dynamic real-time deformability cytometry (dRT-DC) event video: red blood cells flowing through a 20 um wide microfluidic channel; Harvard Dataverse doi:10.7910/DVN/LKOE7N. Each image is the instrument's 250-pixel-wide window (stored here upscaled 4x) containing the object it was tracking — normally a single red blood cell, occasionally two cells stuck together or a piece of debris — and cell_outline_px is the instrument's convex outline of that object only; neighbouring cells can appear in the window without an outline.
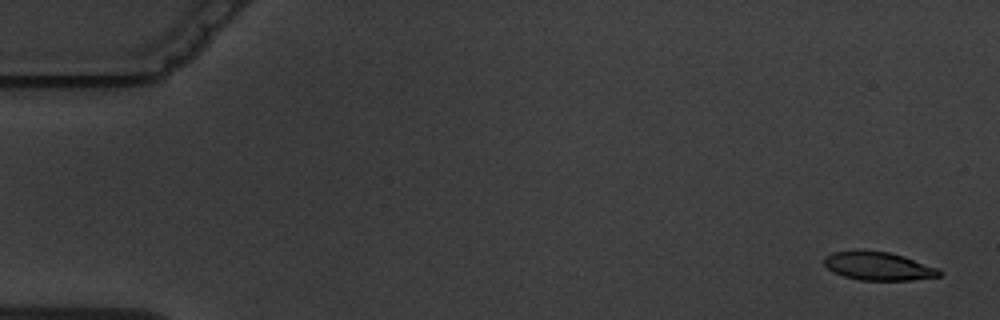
{"species": "common noctule bat (a hibernating species)", "species_latin": "Nyctalus noctula", "temperature_condition": "warm", "stored_images_in_passage": 6, "camera_frame_rate_fps": 3000, "um_per_image_px": 0.085, "animal": {"sex": "male", "body_mass_g": 19.5, "forearm_length_mm": 54.6}, "frame": {"image": 1, "passage_image": 1, "time_ms": 0.0, "image_size_px": [1000, 320], "cell_outline_px": [[940, 276], [912, 280], [860, 280], [844, 276], [832, 272], [824, 264], [824, 256], [832, 252], [860, 248], [888, 252], [904, 256], [940, 268]], "centroid_in_image_um": [74.62, 22.59], "position_along_channel_um": 10.4, "area_um2": 19.48}}
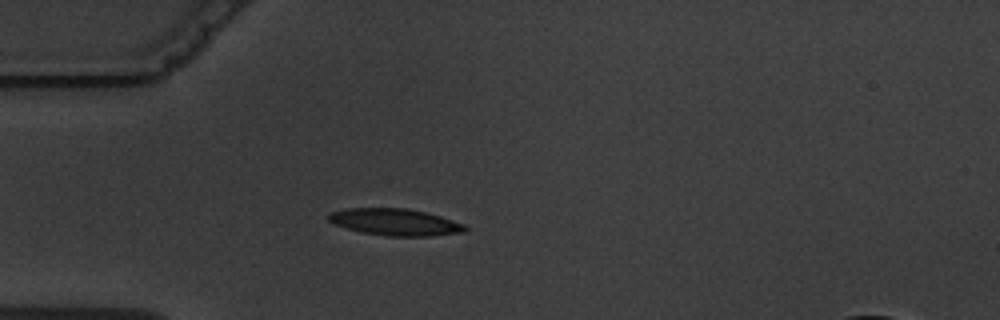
{"frame": {"image": 2, "passage_image": 5, "time_ms": 4.667, "image_size_px": [1000, 320], "cell_outline_px": [[468, 228], [464, 232], [432, 236], [388, 236], [364, 232], [348, 228], [336, 224], [328, 220], [324, 216], [328, 212], [344, 208], [408, 208], [440, 216], [464, 224]], "centroid_in_image_um": [33.55, 18.86], "position_along_channel_um": 51.4, "area_um2": 21.33}}